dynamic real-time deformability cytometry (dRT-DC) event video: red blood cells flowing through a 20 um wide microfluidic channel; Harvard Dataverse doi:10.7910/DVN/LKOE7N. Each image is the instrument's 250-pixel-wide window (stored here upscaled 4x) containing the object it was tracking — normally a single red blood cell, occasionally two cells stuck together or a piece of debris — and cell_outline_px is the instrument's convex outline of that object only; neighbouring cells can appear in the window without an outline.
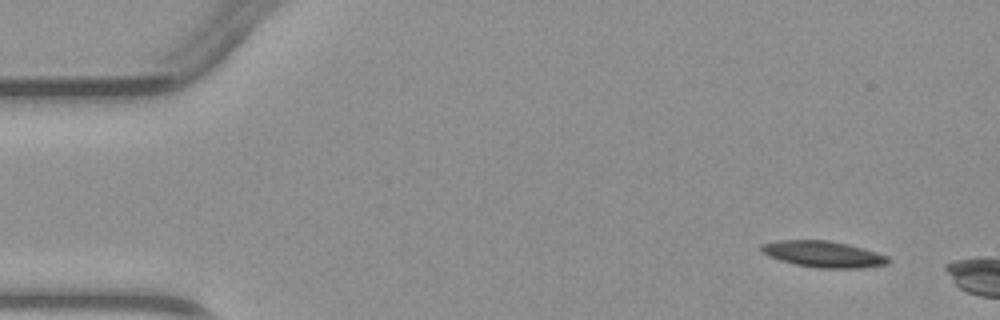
{"species": "common noctule bat (a hibernating species)", "species_latin": "Nyctalus noctula", "temperature_condition": "warm", "stored_images_in_passage": 2, "camera_frame_rate_fps": 3000, "um_per_image_px": 0.085, "animal": {"sex": "male", "body_mass_g": 23.1, "forearm_length_mm": 52.7}, "frame": {"image": 1, "passage_image": 1, "time_ms": 0.0, "image_size_px": [1000, 320], "cell_outline_px": [[892, 260], [888, 264], [860, 268], [816, 268], [796, 264], [780, 260], [768, 256], [760, 252], [760, 244], [776, 240], [828, 240], [848, 244], [864, 248], [888, 256]], "centroid_in_image_um": [69.97, 21.6], "position_along_channel_um": 15.0, "area_um2": 19.65}}